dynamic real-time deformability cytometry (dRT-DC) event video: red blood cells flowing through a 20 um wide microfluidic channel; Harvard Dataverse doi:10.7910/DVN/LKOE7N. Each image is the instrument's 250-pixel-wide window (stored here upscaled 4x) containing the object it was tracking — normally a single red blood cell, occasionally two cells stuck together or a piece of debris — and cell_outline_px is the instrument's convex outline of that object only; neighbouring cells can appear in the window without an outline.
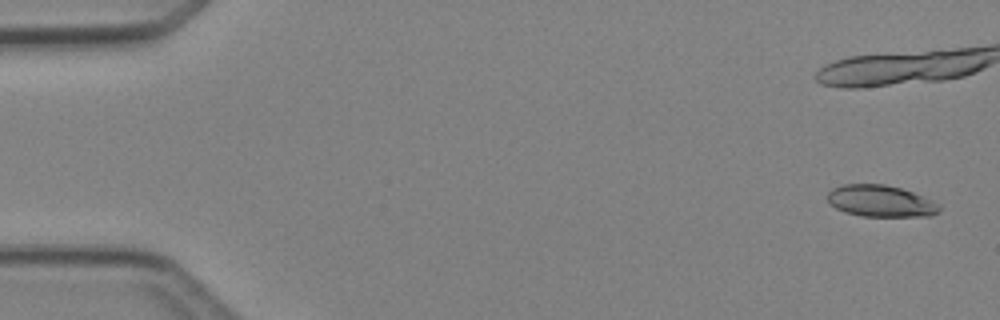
{"species": "Egyptian fruit bat (a non-hibernating species)", "species_latin": "Rousettus aegyptiacus", "temperature_condition": "cold", "stored_images_in_passage": 6, "camera_frame_rate_fps": 3000, "um_per_image_px": 0.085, "animal": {"sex": "female"}, "frame": {"image": 1, "passage_image": 1, "time_ms": 0.0, "image_size_px": [1000, 320], "cell_outline_px": [[940, 212], [932, 216], [860, 216], [844, 212], [836, 208], [828, 200], [828, 192], [832, 188], [844, 184], [884, 184], [900, 188], [924, 196], [940, 204]], "centroid_in_image_um": [74.88, 17.09], "position_along_channel_um": 10.1, "area_um2": 20.69}}
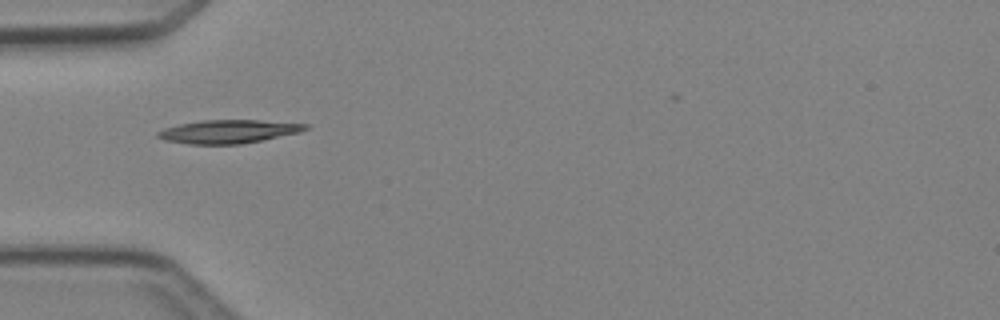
{"frame": {"image": 2, "passage_image": 5, "time_ms": 5.667, "image_size_px": [1000, 320], "cell_outline_px": [[308, 128], [300, 132], [240, 144], [192, 144], [164, 140], [156, 136], [156, 132], [164, 128], [180, 124], [200, 120], [256, 120], [308, 124]], "centroid_in_image_um": [19.37, 11.17], "position_along_channel_um": 65.6, "area_um2": 19.88}}
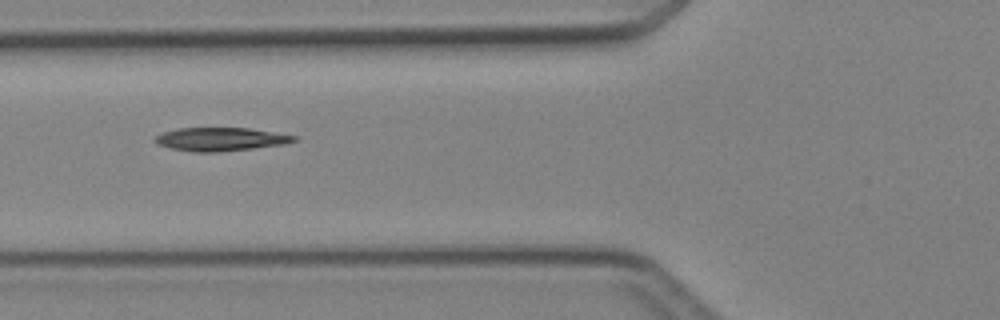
{"frame": {"image": 3, "passage_image": 6, "time_ms": 6.667, "image_size_px": [1000, 320], "cell_outline_px": [[296, 140], [284, 144], [252, 148], [216, 152], [192, 152], [172, 148], [156, 144], [152, 140], [156, 136], [164, 132], [180, 128], [248, 128], [296, 136]], "centroid_in_image_um": [18.69, 11.83], "position_along_channel_um": 107.1, "area_um2": 18.67}}